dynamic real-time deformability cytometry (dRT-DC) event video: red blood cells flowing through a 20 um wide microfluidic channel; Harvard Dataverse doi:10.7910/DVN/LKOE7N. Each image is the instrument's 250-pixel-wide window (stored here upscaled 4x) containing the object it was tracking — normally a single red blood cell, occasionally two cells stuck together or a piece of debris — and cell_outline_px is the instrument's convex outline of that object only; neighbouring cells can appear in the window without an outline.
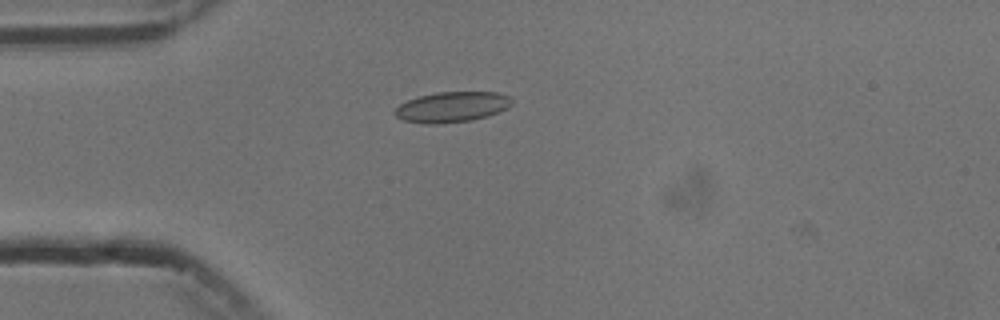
{"species": "common noctule bat (a hibernating species)", "species_latin": "Nyctalus noctula", "temperature_condition": "cold", "stored_images_in_passage": 5, "camera_frame_rate_fps": 3000, "um_per_image_px": 0.085, "animal": {"sex": "male", "body_mass_g": 13.3}, "frame": {"image": 1, "passage_image": 4, "time_ms": 4.333, "image_size_px": [1000, 320], "cell_outline_px": [[512, 104], [508, 108], [500, 112], [488, 116], [472, 120], [436, 124], [428, 124], [404, 120], [396, 116], [392, 112], [400, 104], [408, 100], [420, 96], [436, 92], [496, 92], [508, 96], [512, 100]], "centroid_in_image_um": [38.43, 9.09], "position_along_channel_um": 46.6, "area_um2": 20.75}}